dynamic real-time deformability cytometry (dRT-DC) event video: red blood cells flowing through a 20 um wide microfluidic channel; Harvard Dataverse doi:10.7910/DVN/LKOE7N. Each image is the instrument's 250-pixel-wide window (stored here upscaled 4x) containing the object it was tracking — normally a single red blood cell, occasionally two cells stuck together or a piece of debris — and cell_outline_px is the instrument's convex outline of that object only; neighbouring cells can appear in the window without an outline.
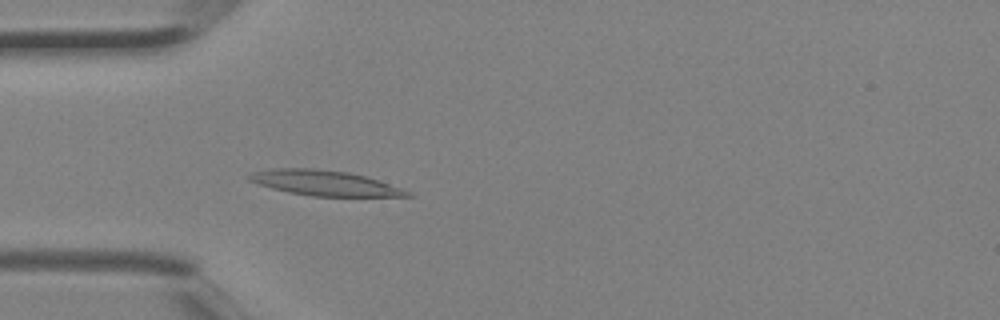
{"species": "Egyptian fruit bat (a non-hibernating species)", "species_latin": "Rousettus aegyptiacus", "temperature_condition": "room temperature", "stored_images_in_passage": 4, "camera_frame_rate_fps": 3000, "um_per_image_px": 0.085, "animal": {"sex": "female"}, "frame": {"image": 1, "passage_image": 4, "time_ms": 1.0, "image_size_px": [1000, 320], "cell_outline_px": [[416, 196], [312, 196], [288, 192], [256, 184], [248, 180], [244, 176], [252, 172], [272, 168], [312, 168], [348, 172], [364, 176], [412, 192]], "centroid_in_image_um": [27.5, 15.55], "position_along_channel_um": 57.5, "area_um2": 23.12}}